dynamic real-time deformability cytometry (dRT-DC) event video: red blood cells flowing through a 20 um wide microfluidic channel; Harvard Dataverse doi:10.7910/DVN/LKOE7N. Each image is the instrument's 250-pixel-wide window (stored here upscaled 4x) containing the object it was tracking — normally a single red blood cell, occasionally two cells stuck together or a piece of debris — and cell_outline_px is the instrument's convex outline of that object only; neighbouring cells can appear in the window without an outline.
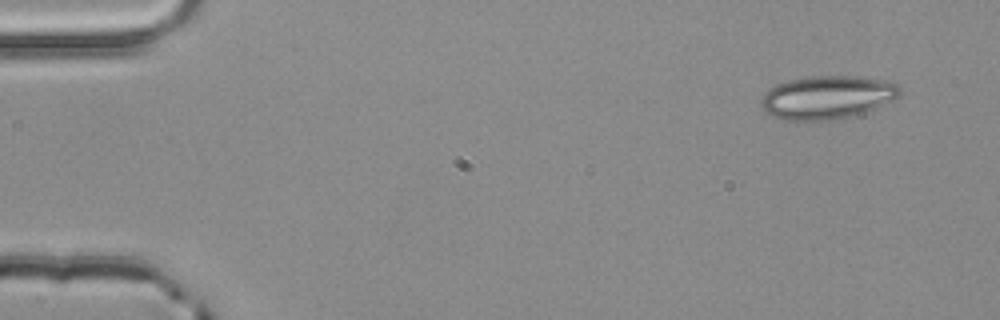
{"species": "common noctule bat (a hibernating species)", "species_latin": "Nyctalus noctula", "temperature_condition": "room temperature", "stored_images_in_passage": 4, "camera_frame_rate_fps": 3000, "um_per_image_px": 0.085, "animal": {"sex": "male", "body_mass_g": 20.4}, "frame": {"image": 1, "passage_image": 1, "time_ms": 0.0, "image_size_px": [1000, 320], "cell_outline_px": [[900, 96], [864, 112], [852, 116], [828, 120], [784, 120], [772, 116], [764, 112], [760, 104], [760, 100], [764, 92], [776, 84], [788, 80], [808, 76], [856, 76], [884, 80], [900, 84]], "centroid_in_image_um": [70.26, 8.26], "position_along_channel_um": 14.7, "area_um2": 35.08}}